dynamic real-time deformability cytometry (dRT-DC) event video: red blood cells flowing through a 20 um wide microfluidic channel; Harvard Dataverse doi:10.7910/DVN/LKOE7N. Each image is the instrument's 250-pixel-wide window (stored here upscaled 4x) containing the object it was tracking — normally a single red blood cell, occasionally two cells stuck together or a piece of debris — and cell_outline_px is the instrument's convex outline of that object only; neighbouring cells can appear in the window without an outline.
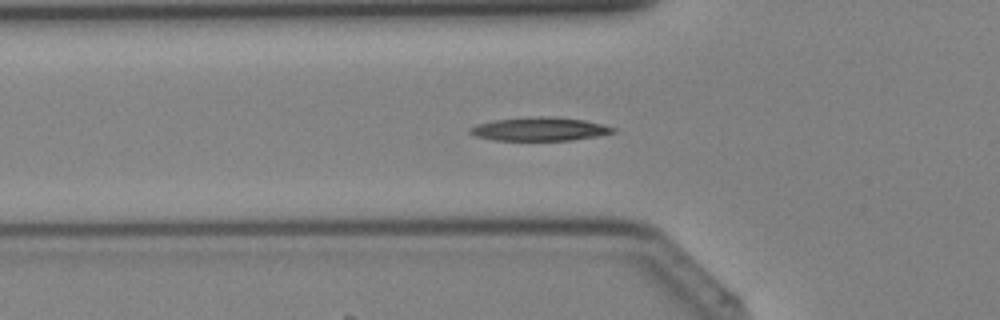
{"species": "Egyptian fruit bat (a non-hibernating species)", "species_latin": "Rousettus aegyptiacus", "temperature_condition": "cold", "stored_images_in_passage": 41, "segment_of_instrument_passage": [1, 2], "camera_frame_rate_fps": 3000, "um_per_image_px": 0.085, "animal": {"sex": "female"}, "frame": {"image": 1, "passage_image": 14, "time_ms": 4.333, "image_size_px": [1000, 320], "cell_outline_px": [[616, 132], [600, 136], [572, 140], [492, 140], [476, 136], [468, 132], [468, 128], [476, 124], [492, 120], [536, 116], [556, 116], [584, 120], [616, 128]], "centroid_in_image_um": [45.86, 10.96], "position_along_channel_um": 79.9, "area_um2": 19.83}}
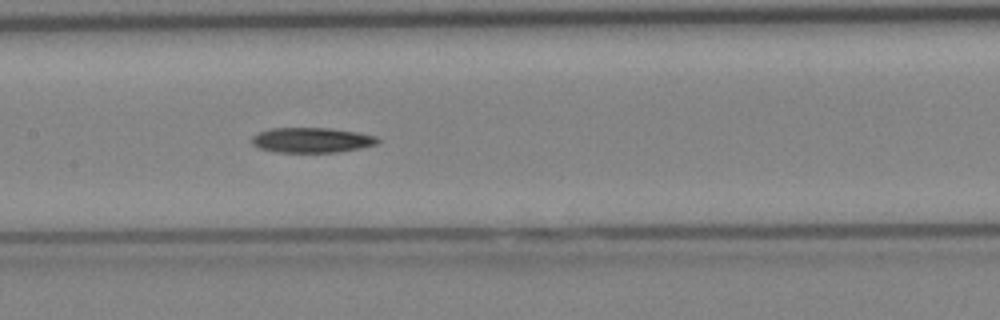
{"frame": {"image": 2, "passage_image": 20, "time_ms": 6.333, "image_size_px": [1000, 320], "cell_outline_px": [[380, 140], [376, 144], [360, 148], [336, 152], [276, 152], [260, 148], [252, 144], [252, 136], [260, 132], [272, 128], [328, 128], [356, 132], [376, 136]], "centroid_in_image_um": [26.49, 11.91], "position_along_channel_um": 180.9, "area_um2": 18.21}}
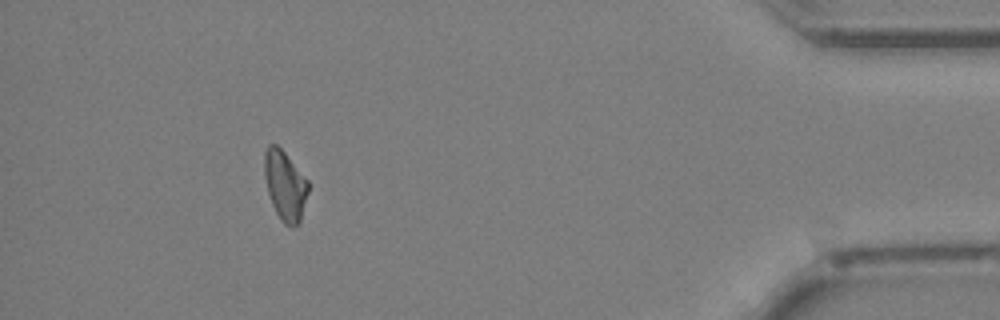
{"frame": {"image": 3, "passage_image": 37, "time_ms": 12.0, "image_size_px": [1000, 320], "cell_outline_px": [[308, 192], [300, 224], [284, 224], [280, 220], [272, 204], [268, 192], [264, 176], [264, 152], [268, 144], [276, 144], [284, 152], [308, 180]], "centroid_in_image_um": [24.22, 15.75], "position_along_channel_um": 411.0, "area_um2": 17.69}}